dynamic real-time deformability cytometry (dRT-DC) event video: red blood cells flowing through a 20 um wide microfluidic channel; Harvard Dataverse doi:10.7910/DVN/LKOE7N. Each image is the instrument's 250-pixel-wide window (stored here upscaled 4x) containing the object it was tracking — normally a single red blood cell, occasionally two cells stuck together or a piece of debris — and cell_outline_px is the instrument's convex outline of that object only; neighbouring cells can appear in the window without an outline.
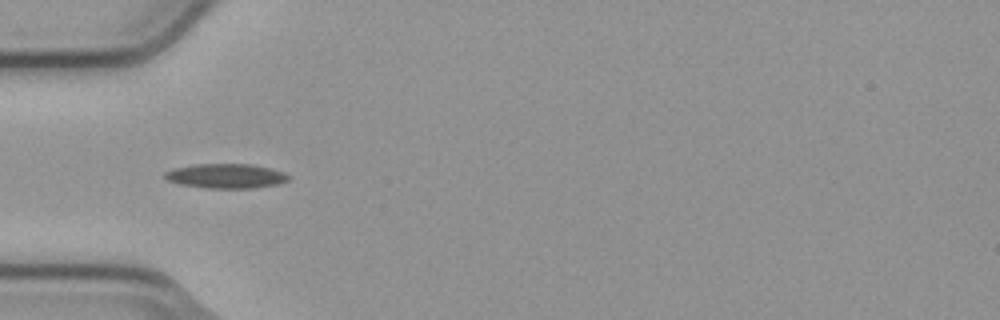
{"species": "common noctule bat (a hibernating species)", "species_latin": "Nyctalus noctula", "temperature_condition": "cold", "stored_images_in_passage": 6, "camera_frame_rate_fps": 3000, "um_per_image_px": 0.085, "animal": {"sex": "male", "body_mass_g": 23.1, "forearm_length_mm": 52.7}, "frame": {"image": 1, "passage_image": 1, "time_ms": 0.0, "image_size_px": [1000, 320], "cell_outline_px": [[292, 176], [288, 180], [280, 184], [252, 188], [208, 188], [180, 184], [168, 180], [164, 176], [164, 172], [172, 168], [196, 164], [252, 164], [284, 172]], "centroid_in_image_um": [19.23, 14.96], "position_along_channel_um": 65.8, "area_um2": 17.74}}
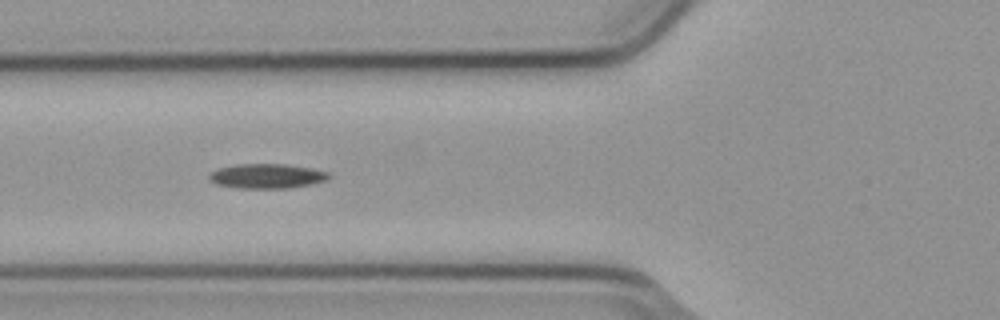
{"frame": {"image": 2, "passage_image": 4, "time_ms": 1.0, "image_size_px": [1000, 320], "cell_outline_px": [[332, 176], [328, 180], [312, 184], [288, 188], [236, 188], [216, 184], [208, 176], [216, 168], [236, 164], [284, 164], [312, 168], [328, 172]], "centroid_in_image_um": [22.71, 14.96], "position_along_channel_um": 103.1, "area_um2": 17.28}}
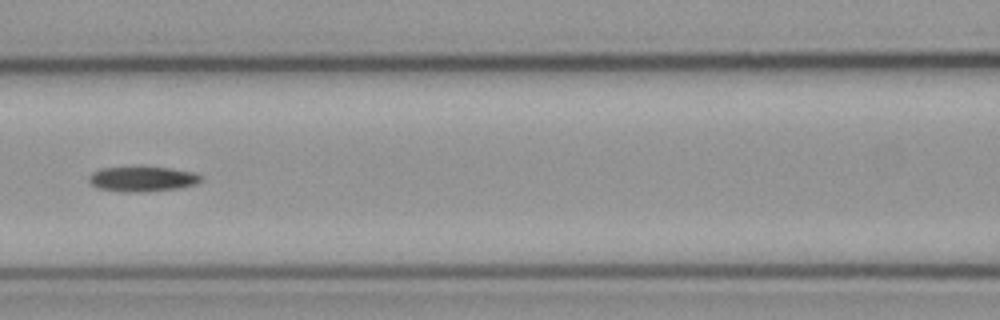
{"frame": {"image": 3, "passage_image": 6, "time_ms": 1.667, "image_size_px": [1000, 320], "cell_outline_px": [[204, 176], [196, 184], [180, 188], [140, 192], [120, 192], [96, 188], [88, 180], [88, 176], [92, 172], [100, 168], [140, 164], [196, 172]], "centroid_in_image_um": [12.07, 15.17], "position_along_channel_um": 154.5, "area_um2": 17.28}}